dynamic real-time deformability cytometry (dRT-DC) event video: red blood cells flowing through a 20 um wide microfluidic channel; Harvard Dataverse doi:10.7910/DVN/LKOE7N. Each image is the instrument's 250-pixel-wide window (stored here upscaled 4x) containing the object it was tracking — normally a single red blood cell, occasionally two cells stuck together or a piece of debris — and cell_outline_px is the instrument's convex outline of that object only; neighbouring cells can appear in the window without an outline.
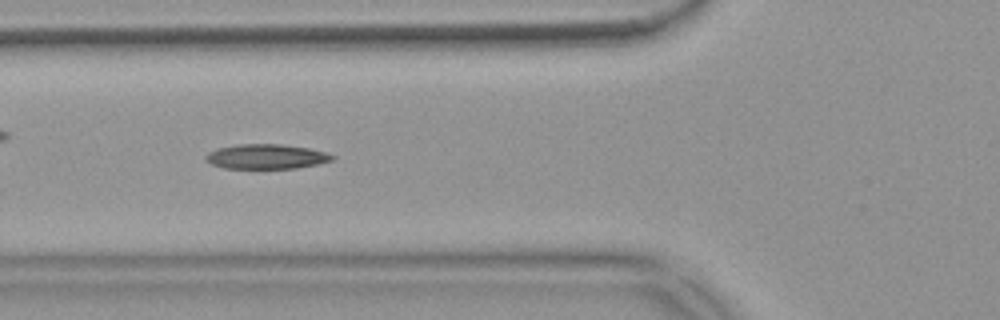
{"species": "common noctule bat (a hibernating species)", "species_latin": "Nyctalus noctula", "temperature_condition": "warm", "stored_images_in_passage": 50, "camera_frame_rate_fps": 3000, "um_per_image_px": 0.085, "animal": {"sex": "female", "body_mass_g": 18.4}, "frame": {"image": 1, "passage_image": 15, "time_ms": 4.667, "image_size_px": [1000, 320], "cell_outline_px": [[336, 156], [332, 160], [316, 164], [296, 168], [224, 168], [212, 164], [204, 160], [204, 156], [208, 152], [216, 148], [240, 144], [280, 144], [308, 148], [324, 152]], "centroid_in_image_um": [22.58, 13.3], "position_along_channel_um": 103.2, "area_um2": 18.15}}
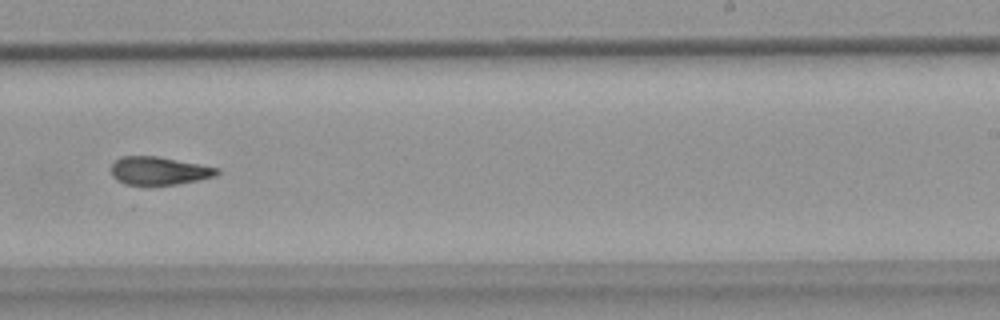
{"frame": {"image": 2, "passage_image": 29, "time_ms": 9.333, "image_size_px": [1000, 320], "cell_outline_px": [[220, 172], [216, 176], [200, 180], [176, 184], [124, 184], [116, 180], [112, 176], [112, 164], [120, 156], [156, 156], [200, 164], [220, 168]], "centroid_in_image_um": [13.54, 14.51], "position_along_channel_um": 275.5, "area_um2": 17.28}, "authors_computed_cell_mechanics": {"area_um2": 18.1203, "velocity_mm_per_s": 3.7061, "shape_relaxation_time_tau1_ms": null, "shape_relaxation_time_tau2_ms": 4.7817, "deformation_change_tau1": null, "deformation_change_tau2": 0.1313}}